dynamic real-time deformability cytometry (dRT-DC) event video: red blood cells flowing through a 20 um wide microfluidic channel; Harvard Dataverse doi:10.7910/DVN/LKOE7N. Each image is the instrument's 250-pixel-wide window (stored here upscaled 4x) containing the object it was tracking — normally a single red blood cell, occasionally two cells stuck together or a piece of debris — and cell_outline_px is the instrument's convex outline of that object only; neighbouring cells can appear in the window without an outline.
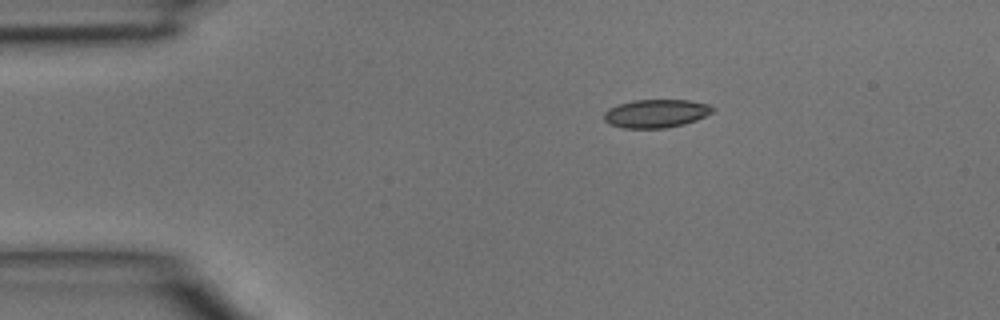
{"species": "common noctule bat (a hibernating species)", "species_latin": "Nyctalus noctula", "temperature_condition": "room temperature", "stored_images_in_passage": 2, "camera_frame_rate_fps": 3000, "um_per_image_px": 0.085, "animal": {"sex": "male", "body_mass_g": 15.6}, "frame": {"image": 1, "passage_image": 1, "time_ms": 0.0, "image_size_px": [1000, 320], "cell_outline_px": [[716, 108], [712, 112], [696, 120], [684, 124], [668, 128], [624, 128], [608, 124], [604, 120], [604, 112], [608, 108], [632, 100], [688, 100], [712, 104]], "centroid_in_image_um": [55.78, 9.64], "position_along_channel_um": 29.2, "area_um2": 18.09}}